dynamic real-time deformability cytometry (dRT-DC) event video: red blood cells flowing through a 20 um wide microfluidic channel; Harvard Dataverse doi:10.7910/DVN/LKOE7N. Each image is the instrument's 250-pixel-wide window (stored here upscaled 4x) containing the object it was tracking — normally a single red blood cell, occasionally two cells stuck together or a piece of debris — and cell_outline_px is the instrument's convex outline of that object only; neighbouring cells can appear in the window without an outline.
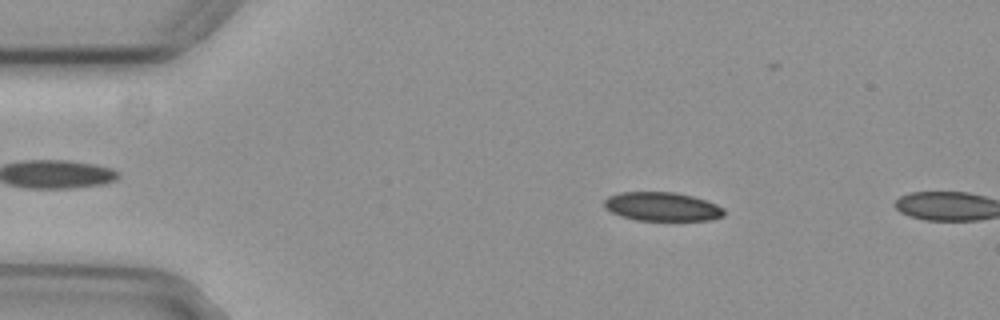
{"species": "common noctule bat (a hibernating species)", "species_latin": "Nyctalus noctula", "temperature_condition": "cold", "stored_images_in_passage": 7, "camera_frame_rate_fps": 3000, "um_per_image_px": 0.085, "animal": {"sex": "female", "body_mass_g": 29.2, "forearm_length_mm": 56.3}, "frame": {"image": 1, "passage_image": 5, "time_ms": 1.333, "image_size_px": [1000, 320], "cell_outline_px": [[724, 216], [712, 220], [636, 220], [620, 216], [604, 208], [604, 200], [608, 196], [620, 192], [676, 192], [692, 196], [716, 204], [724, 208]], "centroid_in_image_um": [56.27, 17.56], "position_along_channel_um": 28.7, "area_um2": 20.17}}